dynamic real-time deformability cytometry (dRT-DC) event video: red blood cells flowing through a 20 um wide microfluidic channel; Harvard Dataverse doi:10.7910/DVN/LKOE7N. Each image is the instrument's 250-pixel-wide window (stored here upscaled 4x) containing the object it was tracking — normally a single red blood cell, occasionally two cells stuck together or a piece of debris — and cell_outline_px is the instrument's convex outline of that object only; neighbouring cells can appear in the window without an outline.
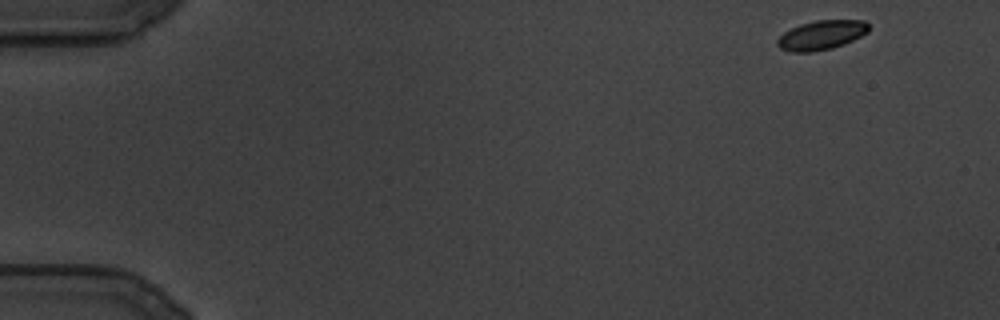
{"species": "common noctule bat (a hibernating species)", "species_latin": "Nyctalus noctula", "temperature_condition": "cold", "stored_images_in_passage": 36, "camera_frame_rate_fps": 3000, "um_per_image_px": 0.085, "animal": {"sex": "male", "body_mass_g": 19.5, "forearm_length_mm": 54.6}, "frame": {"image": 1, "passage_image": 1, "time_ms": 0.0, "image_size_px": [1000, 320], "cell_outline_px": [[868, 32], [844, 44], [832, 48], [812, 52], [792, 52], [780, 48], [776, 44], [776, 40], [784, 32], [800, 24], [816, 20], [864, 20], [868, 24]], "centroid_in_image_um": [69.8, 2.98], "position_along_channel_um": 15.2, "area_um2": 15.55}}
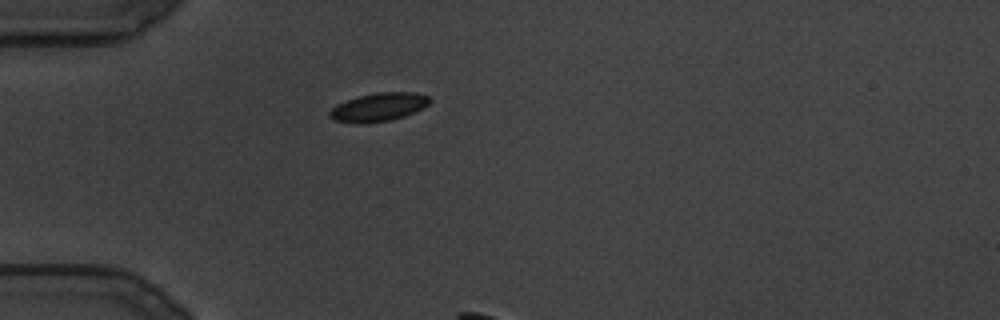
{"frame": {"image": 2, "passage_image": 28, "time_ms": 9.0, "image_size_px": [1000, 320], "cell_outline_px": [[432, 100], [428, 104], [404, 116], [392, 120], [332, 120], [328, 116], [328, 112], [336, 104], [360, 96], [376, 92], [416, 92], [428, 96]], "centroid_in_image_um": [32.22, 9.04], "position_along_channel_um": 52.8, "area_um2": 15.66}}